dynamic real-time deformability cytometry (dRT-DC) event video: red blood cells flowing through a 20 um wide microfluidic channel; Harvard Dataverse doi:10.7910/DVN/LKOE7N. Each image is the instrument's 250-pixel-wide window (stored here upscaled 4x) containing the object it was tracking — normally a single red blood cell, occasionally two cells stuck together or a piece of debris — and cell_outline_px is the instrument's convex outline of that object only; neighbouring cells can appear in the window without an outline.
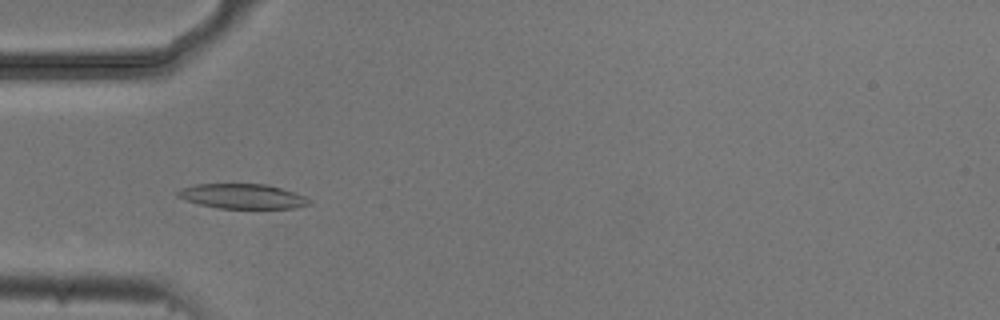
{"species": "common noctule bat (a hibernating species)", "species_latin": "Nyctalus noctula", "temperature_condition": "cold", "stored_images_in_passage": 8, "camera_frame_rate_fps": 3000, "um_per_image_px": 0.085, "animal": {"sex": "male", "body_mass_g": 20.5, "forearm_length_mm": 52.5}, "frame": {"image": 1, "passage_image": 5, "time_ms": 1.333, "image_size_px": [1000, 320], "cell_outline_px": [[312, 204], [296, 208], [220, 208], [200, 204], [176, 196], [176, 192], [184, 188], [196, 184], [268, 184], [296, 192], [312, 200]], "centroid_in_image_um": [20.69, 16.68], "position_along_channel_um": 64.3, "area_um2": 18.96}}
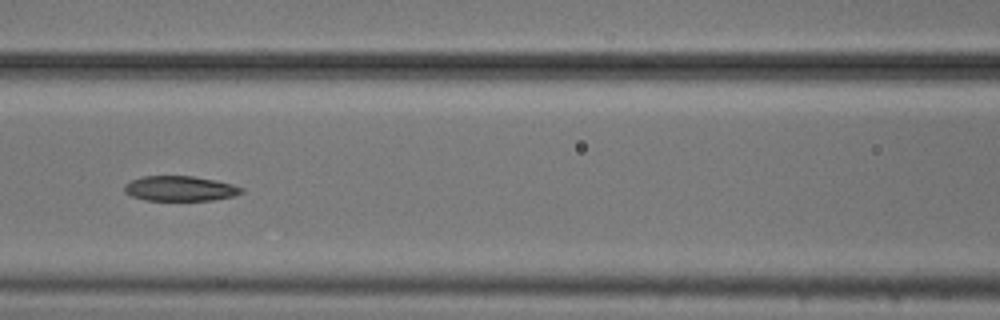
{"frame": {"image": 2, "passage_image": 7, "time_ms": 2.0, "image_size_px": [1000, 320], "cell_outline_px": [[244, 192], [236, 196], [212, 200], [144, 200], [132, 196], [124, 192], [124, 184], [132, 180], [144, 176], [192, 176], [216, 180], [232, 184], [244, 188]], "centroid_in_image_um": [15.33, 16.03], "position_along_channel_um": 151.3, "area_um2": 17.17}}
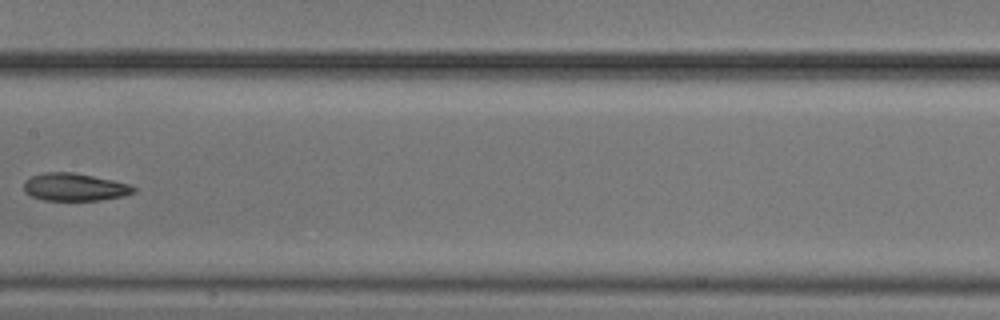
{"frame": {"image": 3, "passage_image": 8, "time_ms": 2.333, "image_size_px": [1000, 320], "cell_outline_px": [[136, 192], [124, 196], [100, 200], [44, 200], [32, 196], [24, 192], [24, 180], [32, 176], [44, 172], [72, 172], [112, 180], [128, 184], [136, 188]], "centroid_in_image_um": [6.33, 15.9], "position_along_channel_um": 201.1, "area_um2": 17.63}}